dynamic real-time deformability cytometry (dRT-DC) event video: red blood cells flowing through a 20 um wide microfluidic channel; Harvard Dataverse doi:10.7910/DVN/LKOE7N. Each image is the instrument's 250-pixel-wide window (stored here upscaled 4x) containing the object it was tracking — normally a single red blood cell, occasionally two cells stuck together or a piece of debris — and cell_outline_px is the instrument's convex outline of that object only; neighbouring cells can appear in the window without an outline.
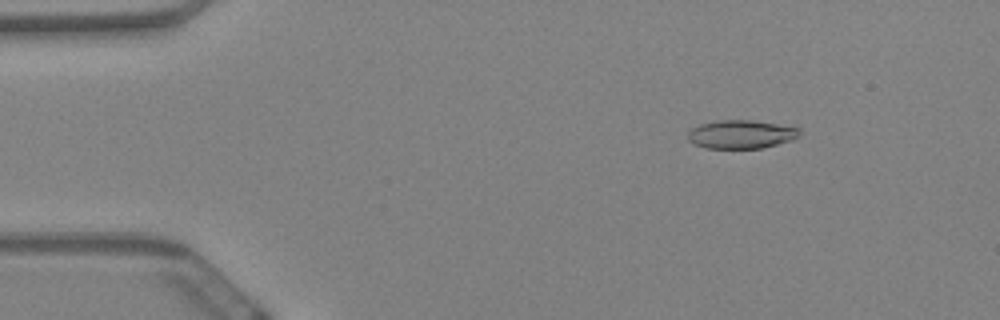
{"species": "Egyptian fruit bat (a non-hibernating species)", "species_latin": "Rousettus aegyptiacus", "temperature_condition": "warm", "stored_images_in_passage": 61, "camera_frame_rate_fps": 3000, "um_per_image_px": 0.085, "animal": {"sex": "female"}, "frame": {"image": 1, "passage_image": 9, "time_ms": 2.667, "image_size_px": [1000, 320], "cell_outline_px": [[800, 132], [792, 140], [760, 148], [704, 148], [688, 140], [688, 132], [692, 128], [700, 124], [716, 120], [752, 120], [800, 128]], "centroid_in_image_um": [62.95, 11.41], "position_along_channel_um": 22.0, "area_um2": 18.32}}
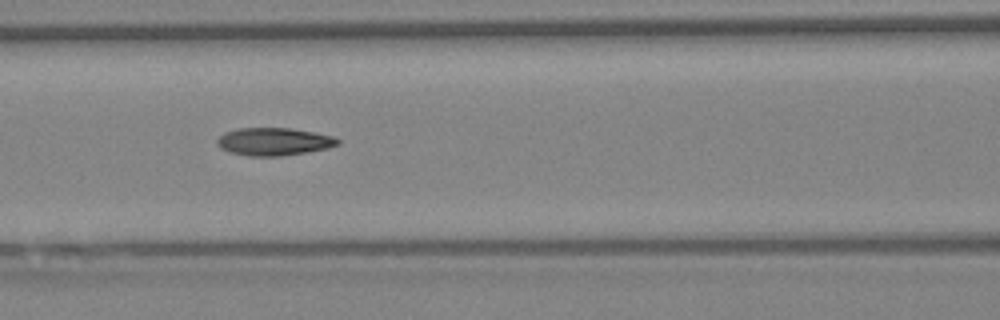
{"frame": {"image": 2, "passage_image": 27, "time_ms": 8.667, "image_size_px": [1000, 320], "cell_outline_px": [[340, 144], [328, 148], [308, 152], [280, 156], [248, 156], [232, 152], [220, 148], [216, 144], [216, 140], [224, 132], [240, 128], [292, 128], [332, 136], [340, 140]], "centroid_in_image_um": [23.28, 12.04], "position_along_channel_um": 143.3, "area_um2": 19.48}}
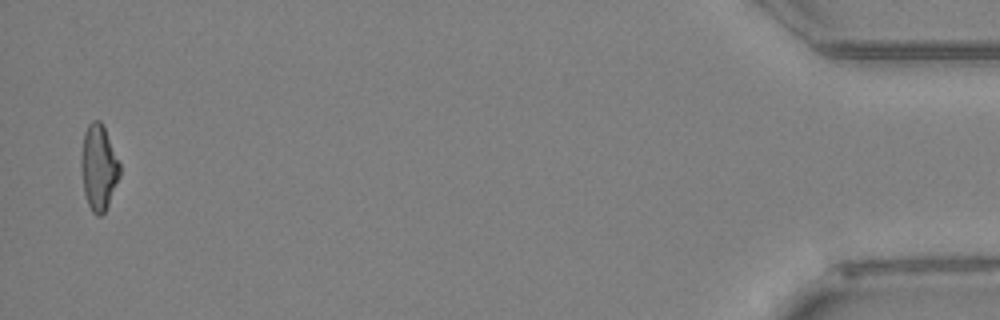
{"frame": {"image": 3, "passage_image": 60, "time_ms": 19.667, "image_size_px": [1000, 320], "cell_outline_px": [[120, 176], [108, 204], [104, 212], [100, 216], [96, 216], [92, 212], [88, 204], [84, 192], [80, 164], [80, 156], [84, 132], [88, 124], [92, 120], [100, 120], [104, 128], [120, 164]], "centroid_in_image_um": [8.36, 14.23], "position_along_channel_um": 426.8, "area_um2": 19.19}, "authors_computed_cell_mechanics": {"area_um2": 19.1896, "velocity_mm_per_s": 3.4012, "shape_relaxation_time_tau1_ms": 9.6899, "shape_relaxation_time_tau2_ms": 4.0027, "deformation_change_tau1": 0.2519, "deformation_change_tau2": 0.1157}}